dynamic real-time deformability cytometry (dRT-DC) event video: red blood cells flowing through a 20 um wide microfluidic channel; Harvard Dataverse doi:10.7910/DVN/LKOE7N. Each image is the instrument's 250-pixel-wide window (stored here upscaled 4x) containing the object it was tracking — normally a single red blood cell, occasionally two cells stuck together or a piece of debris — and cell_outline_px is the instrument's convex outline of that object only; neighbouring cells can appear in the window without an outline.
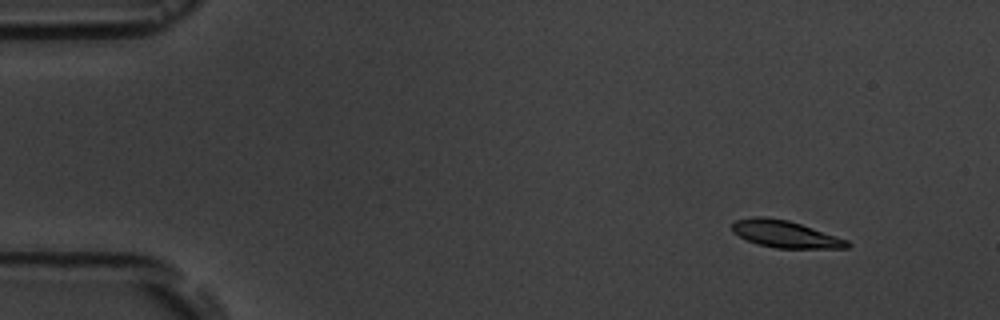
{"species": "common noctule bat (a hibernating species)", "species_latin": "Nyctalus noctula", "temperature_condition": "room temperature", "stored_images_in_passage": 5, "camera_frame_rate_fps": 3000, "um_per_image_px": 0.085, "animal": {"sex": "male", "body_mass_g": 19.5, "forearm_length_mm": 54.6}, "frame": {"image": 1, "passage_image": 2, "time_ms": 1.0, "image_size_px": [1000, 320], "cell_outline_px": [[852, 244], [848, 248], [776, 248], [756, 244], [732, 232], [732, 224], [736, 220], [756, 216], [764, 216], [788, 220], [848, 240]], "centroid_in_image_um": [66.74, 19.9], "position_along_channel_um": 18.3, "area_um2": 18.03}}
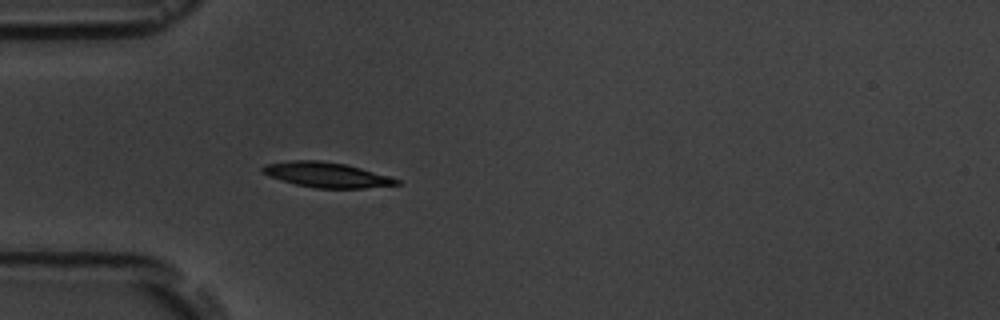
{"frame": {"image": 2, "passage_image": 5, "time_ms": 4.667, "image_size_px": [1000, 320], "cell_outline_px": [[400, 184], [364, 188], [316, 188], [296, 184], [268, 176], [260, 172], [260, 168], [264, 164], [288, 160], [320, 160], [344, 164], [360, 168], [388, 176], [400, 180]], "centroid_in_image_um": [27.68, 14.85], "position_along_channel_um": 57.3, "area_um2": 19.54}}